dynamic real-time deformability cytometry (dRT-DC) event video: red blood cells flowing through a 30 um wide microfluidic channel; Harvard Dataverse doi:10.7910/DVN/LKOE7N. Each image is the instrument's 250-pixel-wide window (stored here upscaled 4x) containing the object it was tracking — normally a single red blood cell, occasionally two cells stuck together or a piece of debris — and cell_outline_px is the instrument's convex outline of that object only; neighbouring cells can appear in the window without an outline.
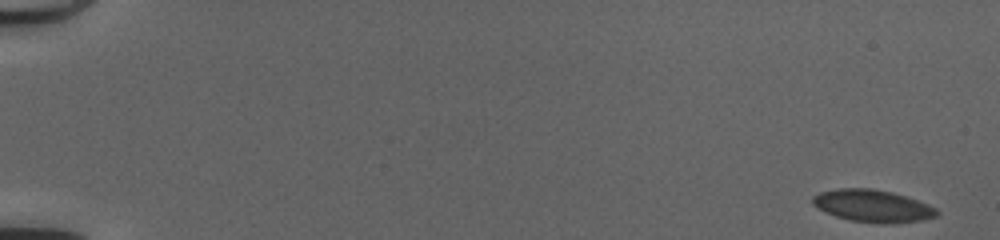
{"species": "common noctule bat (a hibernating species)", "species_latin": "Nyctalus noctula", "temperature_condition": "cold", "stored_images_in_passage": 51, "camera_frame_rate_fps": 3000, "um_per_image_px": 0.085, "animal": {"sex": "female", "body_mass_g": 20.0, "forearm_length_mm": 54.0}, "frame": {"image": 1, "passage_image": 1, "time_ms": 0.0, "image_size_px": [1000, 240], "cell_outline_px": [[940, 212], [936, 216], [920, 220], [852, 220], [836, 216], [812, 204], [812, 196], [820, 192], [840, 188], [868, 188], [892, 192], [916, 200], [936, 208]], "centroid_in_image_um": [74.12, 17.43], "position_along_channel_um": 10.9, "area_um2": 21.91}}
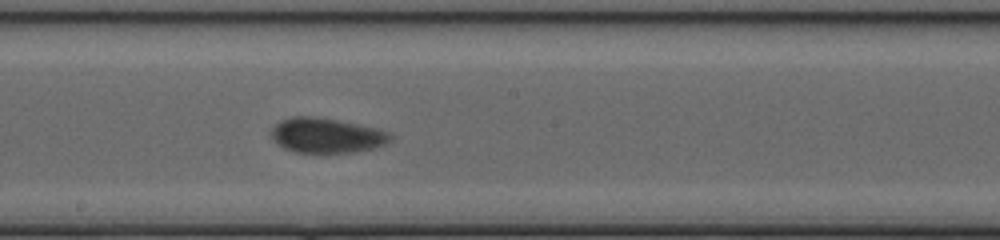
{"frame": {"image": 2, "passage_image": 30, "time_ms": 9.667, "image_size_px": [1000, 240], "cell_outline_px": [[392, 140], [384, 144], [372, 148], [352, 152], [296, 152], [284, 148], [272, 136], [272, 128], [280, 120], [292, 116], [312, 116], [336, 120], [356, 124], [388, 132], [392, 136]], "centroid_in_image_um": [27.74, 11.5], "position_along_channel_um": 220.5, "area_um2": 23.64}}
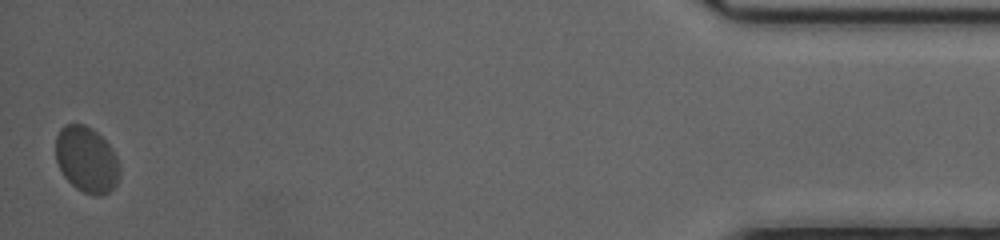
{"frame": {"image": 3, "passage_image": 51, "time_ms": 16.667, "image_size_px": [1000, 240], "cell_outline_px": [[120, 176], [116, 184], [104, 196], [92, 196], [76, 188], [64, 176], [56, 160], [56, 136], [60, 128], [64, 124], [84, 124], [92, 128], [112, 148], [120, 164]], "centroid_in_image_um": [7.37, 13.57], "position_along_channel_um": 427.8, "area_um2": 24.74}, "authors_computed_cell_mechanics": {"area_um2": 23.0622, "velocity_mm_per_s": 4.0833, "shape_relaxation_time_tau1_ms": 9.0113, "shape_relaxation_time_tau2_ms": null, "deformation_change_tau1": 0.1256, "deformation_change_tau2": null}}